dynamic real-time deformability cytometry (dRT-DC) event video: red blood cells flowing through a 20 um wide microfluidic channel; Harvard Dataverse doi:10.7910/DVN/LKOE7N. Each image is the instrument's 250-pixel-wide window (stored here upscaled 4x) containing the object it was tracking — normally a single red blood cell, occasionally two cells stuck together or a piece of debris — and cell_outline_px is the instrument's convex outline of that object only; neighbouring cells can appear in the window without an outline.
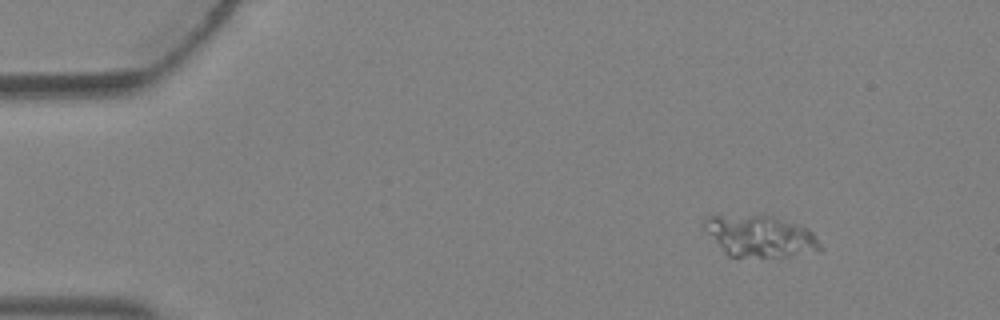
{"species": "Egyptian fruit bat (a non-hibernating species)", "species_latin": "Rousettus aegyptiacus", "temperature_condition": "warm", "stored_images_in_passage": 2, "camera_frame_rate_fps": 3000, "um_per_image_px": 0.085, "animal": {"sex": "female"}, "frame": {"image": 1, "passage_image": 1, "time_ms": 0.0, "image_size_px": [1000, 320], "cell_outline_px": [[820, 252], [788, 256], [728, 256], [724, 252], [700, 224], [704, 216], [772, 216], [796, 224], [812, 232], [820, 244]], "centroid_in_image_um": [64.58, 20.08], "position_along_channel_um": 20.4, "area_um2": 27.57}}